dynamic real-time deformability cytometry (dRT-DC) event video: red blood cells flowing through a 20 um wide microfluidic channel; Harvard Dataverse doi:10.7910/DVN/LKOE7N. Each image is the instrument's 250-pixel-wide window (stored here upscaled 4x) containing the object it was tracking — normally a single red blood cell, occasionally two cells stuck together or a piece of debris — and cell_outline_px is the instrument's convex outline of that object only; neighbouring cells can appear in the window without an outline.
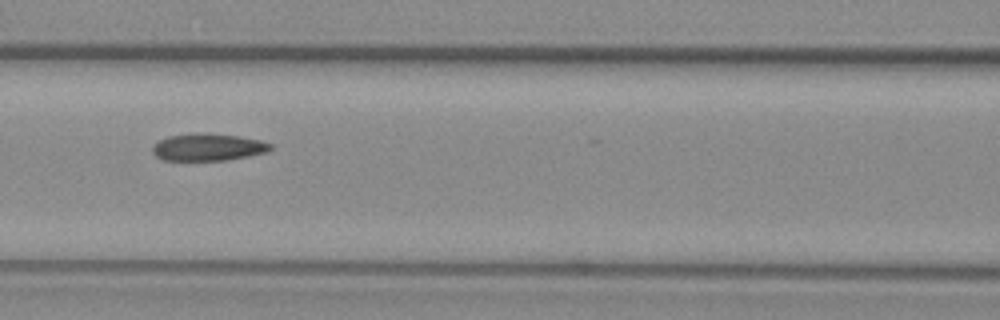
{"species": "common noctule bat (a hibernating species)", "species_latin": "Nyctalus noctula", "temperature_condition": "warm", "stored_images_in_passage": 25, "camera_frame_rate_fps": 3000, "um_per_image_px": 0.085, "animal": {"sex": "female", "body_mass_g": 29.2, "forearm_length_mm": 56.3}, "frame": {"image": 1, "passage_image": 24, "time_ms": 7.667, "image_size_px": [1000, 320], "cell_outline_px": [[272, 148], [264, 152], [248, 156], [224, 160], [164, 160], [156, 156], [152, 152], [152, 144], [168, 136], [192, 132], [204, 132], [240, 136], [260, 140], [272, 144]], "centroid_in_image_um": [17.64, 12.49], "position_along_channel_um": 149.0, "area_um2": 18.84}}